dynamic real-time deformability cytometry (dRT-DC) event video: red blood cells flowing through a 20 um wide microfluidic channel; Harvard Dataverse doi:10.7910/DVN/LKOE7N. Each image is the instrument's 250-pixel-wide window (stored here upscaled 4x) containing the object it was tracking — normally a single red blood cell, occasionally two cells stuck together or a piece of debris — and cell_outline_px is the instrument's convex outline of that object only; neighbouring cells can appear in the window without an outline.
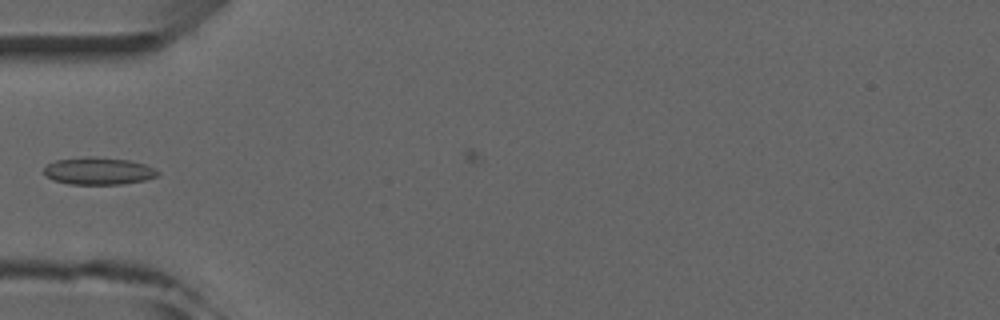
{"species": "common noctule bat (a hibernating species)", "species_latin": "Nyctalus noctula", "temperature_condition": "room temperature", "stored_images_in_passage": 7, "camera_frame_rate_fps": 3000, "um_per_image_px": 0.085, "animal": {"sex": "male", "forearm_length_mm": 52.5}, "frame": {"image": 1, "passage_image": 6, "time_ms": 6.667, "image_size_px": [1000, 320], "cell_outline_px": [[160, 176], [144, 180], [120, 184], [68, 184], [52, 180], [44, 176], [44, 168], [48, 164], [56, 160], [88, 156], [96, 156], [128, 160], [144, 164], [156, 168], [160, 172]], "centroid_in_image_um": [8.37, 14.53], "position_along_channel_um": 76.6, "area_um2": 18.32}}